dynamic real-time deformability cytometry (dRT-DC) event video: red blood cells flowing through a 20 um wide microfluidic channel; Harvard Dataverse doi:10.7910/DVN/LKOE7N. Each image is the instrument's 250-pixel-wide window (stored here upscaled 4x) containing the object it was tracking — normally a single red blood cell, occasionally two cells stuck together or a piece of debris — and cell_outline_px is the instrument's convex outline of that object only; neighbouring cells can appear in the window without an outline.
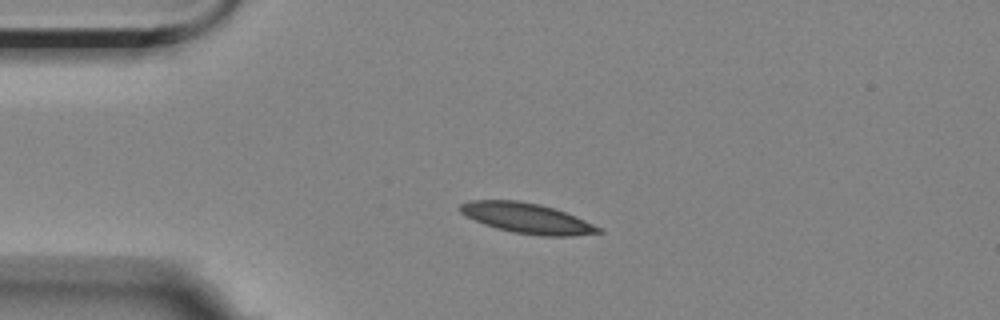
{"species": "Egyptian fruit bat (a non-hibernating species)", "species_latin": "Rousettus aegyptiacus", "temperature_condition": "room temperature", "stored_images_in_passage": 5, "camera_frame_rate_fps": 3000, "um_per_image_px": 0.085, "animal": {"sex": "female"}, "frame": {"image": 1, "passage_image": 1, "time_ms": 0.0, "image_size_px": [1000, 320], "cell_outline_px": [[604, 232], [572, 236], [540, 236], [512, 232], [496, 228], [484, 224], [460, 212], [460, 204], [472, 200], [516, 200], [540, 204], [576, 216], [604, 228]], "centroid_in_image_um": [44.85, 18.56], "position_along_channel_um": 40.1, "area_um2": 24.33}}
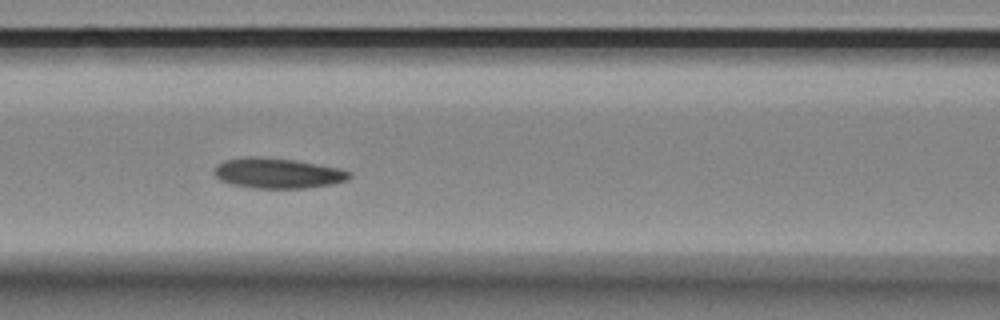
{"frame": {"image": 2, "passage_image": 4, "time_ms": 3.667, "image_size_px": [1000, 320], "cell_outline_px": [[352, 176], [348, 180], [332, 184], [308, 188], [252, 188], [232, 184], [220, 180], [212, 172], [216, 164], [224, 160], [248, 156], [260, 156], [292, 160], [336, 168], [352, 172]], "centroid_in_image_um": [23.56, 14.72], "position_along_channel_um": 143.0, "area_um2": 23.87}}
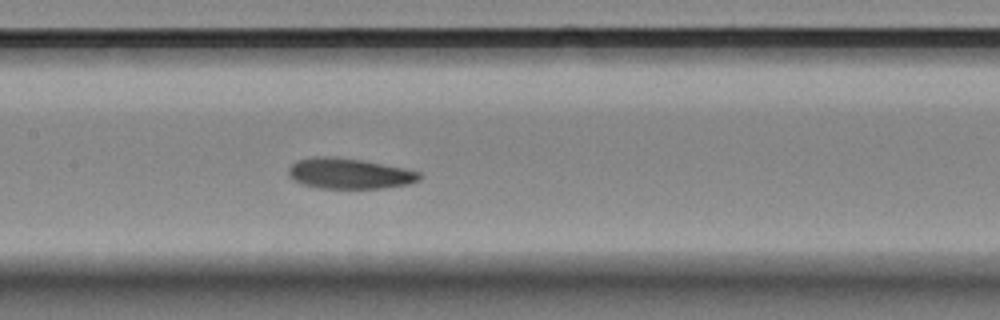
{"frame": {"image": 3, "passage_image": 5, "time_ms": 4.667, "image_size_px": [1000, 320], "cell_outline_px": [[424, 176], [420, 180], [408, 184], [380, 188], [316, 188], [304, 184], [296, 180], [288, 172], [288, 168], [296, 160], [312, 156], [336, 156], [360, 160], [404, 168], [420, 172]], "centroid_in_image_um": [29.71, 14.74], "position_along_channel_um": 177.7, "area_um2": 23.29}}